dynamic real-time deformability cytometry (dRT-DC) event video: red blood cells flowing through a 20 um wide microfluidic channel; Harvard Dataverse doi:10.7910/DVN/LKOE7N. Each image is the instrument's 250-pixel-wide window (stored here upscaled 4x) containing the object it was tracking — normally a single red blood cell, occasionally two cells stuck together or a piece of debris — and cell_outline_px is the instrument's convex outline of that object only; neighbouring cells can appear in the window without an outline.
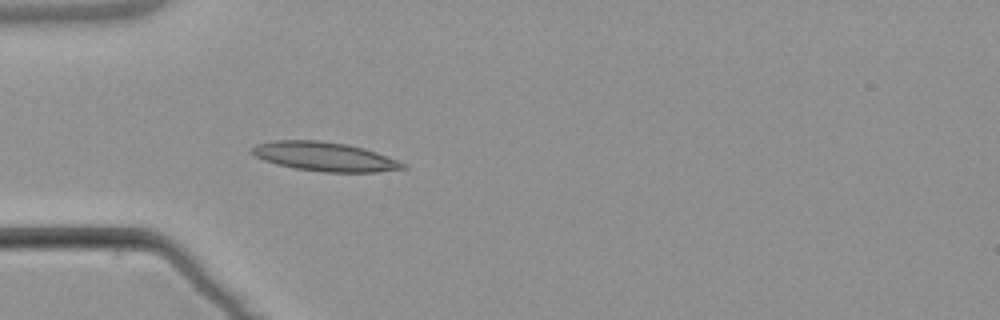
{"species": "common noctule bat (a hibernating species)", "species_latin": "Nyctalus noctula", "temperature_condition": "warm", "stored_images_in_passage": 5, "camera_frame_rate_fps": 3000, "um_per_image_px": 0.085, "animal": {"sex": "male", "body_mass_g": 21.5, "forearm_length_mm": 52.0}, "frame": {"image": 1, "passage_image": 5, "time_ms": 4.667, "image_size_px": [1000, 320], "cell_outline_px": [[408, 168], [376, 172], [324, 172], [296, 168], [276, 164], [264, 160], [248, 152], [248, 148], [256, 144], [272, 140], [320, 140], [348, 144], [364, 148], [376, 152], [408, 164]], "centroid_in_image_um": [27.57, 13.3], "position_along_channel_um": 57.4, "area_um2": 25.84}}